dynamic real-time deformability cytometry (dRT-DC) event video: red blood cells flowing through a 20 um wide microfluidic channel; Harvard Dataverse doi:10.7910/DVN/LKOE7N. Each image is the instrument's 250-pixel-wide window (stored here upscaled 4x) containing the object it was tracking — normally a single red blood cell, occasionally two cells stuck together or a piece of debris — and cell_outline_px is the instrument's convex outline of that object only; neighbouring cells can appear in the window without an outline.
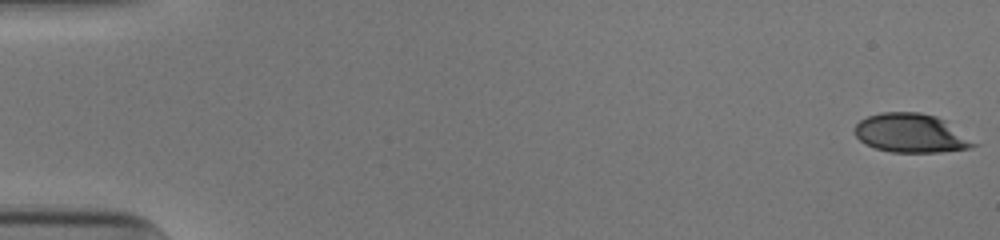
{"species": "human", "species_latin": "Homo sapiens", "temperature_condition": "cold", "stored_images_in_passage": 12, "camera_frame_rate_fps": 3000, "um_per_image_px": 0.085, "donor": {"sex": "male"}, "frame": {"image": 1, "passage_image": 1, "time_ms": 0.0, "image_size_px": [1000, 240], "cell_outline_px": [[980, 144], [972, 148], [940, 152], [892, 152], [876, 148], [864, 144], [856, 136], [856, 124], [860, 120], [868, 116], [880, 112], [920, 112], [936, 116], [944, 120]], "centroid_in_image_um": [77.46, 11.32], "position_along_channel_um": 7.5, "area_um2": 26.99}}